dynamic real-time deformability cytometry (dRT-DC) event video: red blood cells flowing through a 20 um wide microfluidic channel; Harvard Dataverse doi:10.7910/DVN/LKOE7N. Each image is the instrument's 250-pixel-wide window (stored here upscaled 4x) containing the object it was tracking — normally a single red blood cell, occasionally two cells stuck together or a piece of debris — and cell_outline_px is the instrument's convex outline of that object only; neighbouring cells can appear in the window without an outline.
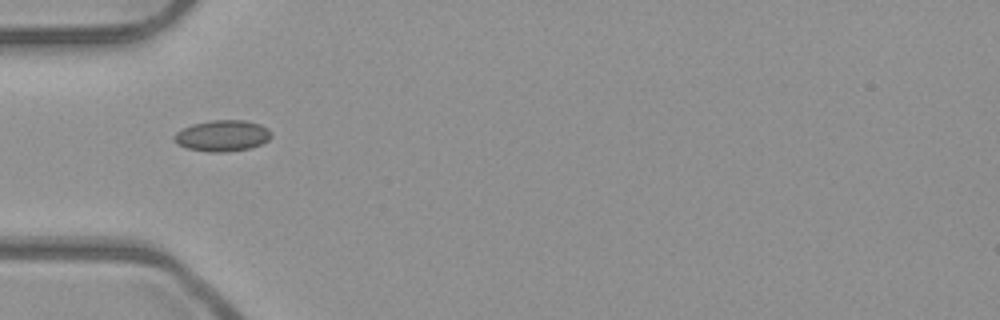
{"species": "common noctule bat (a hibernating species)", "species_latin": "Nyctalus noctula", "temperature_condition": "room temperature", "stored_images_in_passage": 9, "camera_frame_rate_fps": 3000, "um_per_image_px": 0.085, "animal": {"sex": "male", "body_mass_g": 23.1, "forearm_length_mm": 52.7}, "frame": {"image": 1, "passage_image": 6, "time_ms": 1.667, "image_size_px": [1000, 320], "cell_outline_px": [[272, 136], [268, 140], [252, 148], [228, 152], [208, 152], [188, 148], [176, 144], [172, 140], [172, 136], [176, 132], [192, 124], [208, 120], [244, 120], [260, 124], [268, 128], [272, 132]], "centroid_in_image_um": [18.89, 11.54], "position_along_channel_um": 66.1, "area_um2": 17.92}}
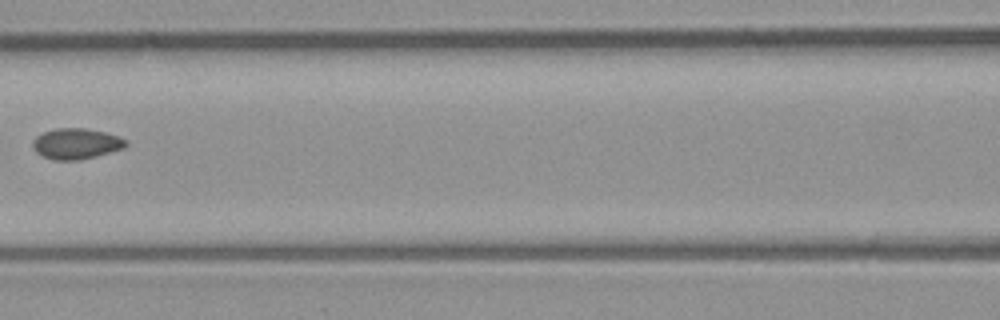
{"frame": {"image": 2, "passage_image": 8, "time_ms": 2.333, "image_size_px": [1000, 320], "cell_outline_px": [[128, 144], [124, 148], [96, 156], [80, 160], [52, 160], [36, 152], [32, 148], [32, 140], [36, 136], [44, 132], [56, 128], [84, 128], [104, 132], [128, 140]], "centroid_in_image_um": [6.46, 12.22], "position_along_channel_um": 160.1, "area_um2": 16.7}}
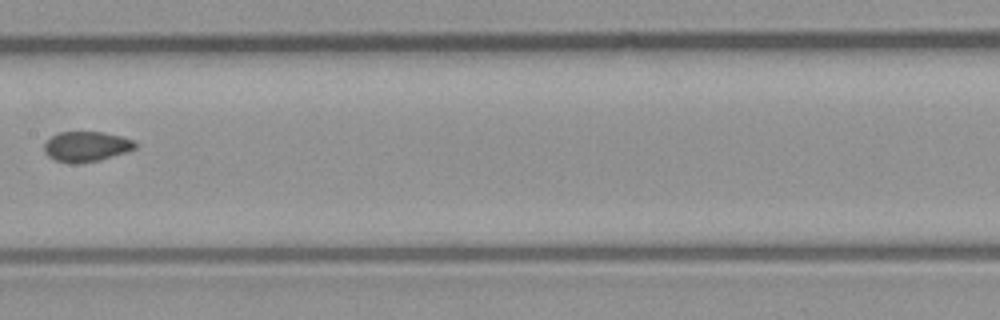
{"frame": {"image": 3, "passage_image": 9, "time_ms": 2.667, "image_size_px": [1000, 320], "cell_outline_px": [[136, 148], [128, 152], [100, 160], [72, 164], [56, 160], [48, 156], [44, 152], [44, 144], [52, 136], [60, 132], [104, 132], [120, 136], [132, 140], [136, 144]], "centroid_in_image_um": [7.34, 12.46], "position_along_channel_um": 200.1, "area_um2": 15.95}}